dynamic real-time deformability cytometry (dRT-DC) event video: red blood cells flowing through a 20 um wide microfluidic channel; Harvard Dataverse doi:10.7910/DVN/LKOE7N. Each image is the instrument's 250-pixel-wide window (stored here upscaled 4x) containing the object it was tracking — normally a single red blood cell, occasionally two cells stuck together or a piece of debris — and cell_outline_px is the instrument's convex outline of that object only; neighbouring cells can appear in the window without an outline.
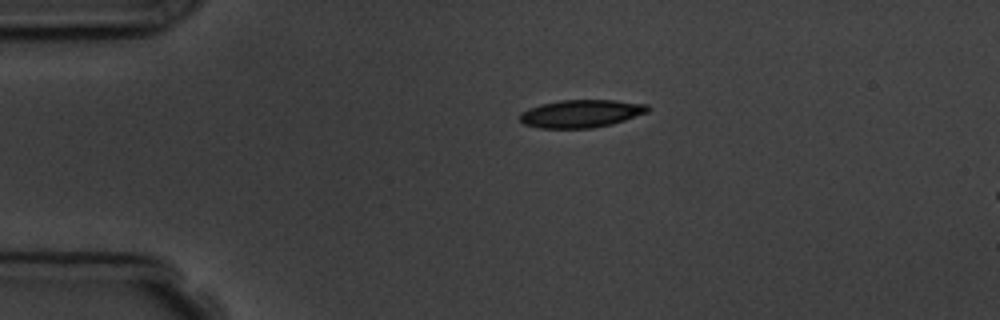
{"species": "common noctule bat (a hibernating species)", "species_latin": "Nyctalus noctula", "temperature_condition": "room temperature", "stored_images_in_passage": 3, "camera_frame_rate_fps": 3000, "um_per_image_px": 0.085, "animal": {"sex": "male", "body_mass_g": 19.5, "forearm_length_mm": 54.6}, "frame": {"image": 1, "passage_image": 1, "time_ms": 0.0, "image_size_px": [1000, 320], "cell_outline_px": [[652, 108], [648, 112], [612, 124], [592, 128], [540, 128], [524, 124], [520, 120], [520, 112], [528, 108], [540, 104], [560, 100], [616, 100], [648, 104]], "centroid_in_image_um": [49.41, 9.65], "position_along_channel_um": 35.6, "area_um2": 20.87}}